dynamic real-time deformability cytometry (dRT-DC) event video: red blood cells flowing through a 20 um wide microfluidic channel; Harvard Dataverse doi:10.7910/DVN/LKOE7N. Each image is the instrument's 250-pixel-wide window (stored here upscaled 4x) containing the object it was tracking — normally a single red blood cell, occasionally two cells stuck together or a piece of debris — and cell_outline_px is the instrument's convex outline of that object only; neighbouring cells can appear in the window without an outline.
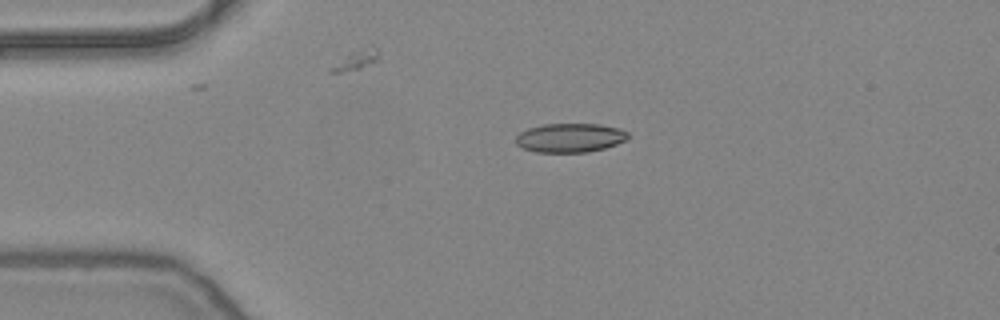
{"species": "common noctule bat (a hibernating species)", "species_latin": "Nyctalus noctula", "temperature_condition": "warm", "stored_images_in_passage": 43, "camera_frame_rate_fps": 3000, "um_per_image_px": 0.085, "animal": {"sex": "female", "body_mass_g": 24.6, "forearm_length_mm": 56.2}, "frame": {"image": 1, "passage_image": 1, "time_ms": 0.0, "image_size_px": [1000, 320], "cell_outline_px": [[628, 136], [624, 140], [616, 144], [604, 148], [588, 152], [536, 152], [524, 148], [516, 144], [516, 136], [520, 132], [528, 128], [544, 124], [600, 124], [620, 128], [628, 132]], "centroid_in_image_um": [48.44, 11.7], "position_along_channel_um": 36.6, "area_um2": 18.9}}
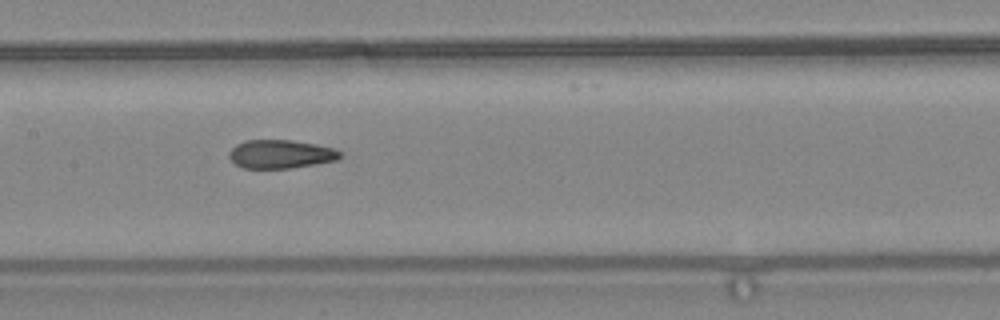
{"frame": {"image": 2, "passage_image": 15, "time_ms": 4.667, "image_size_px": [1000, 320], "cell_outline_px": [[340, 156], [336, 160], [292, 168], [244, 168], [236, 164], [228, 156], [228, 152], [236, 144], [244, 140], [292, 140], [316, 144], [332, 148], [340, 152]], "centroid_in_image_um": [23.81, 13.09], "position_along_channel_um": 183.6, "area_um2": 18.32}}
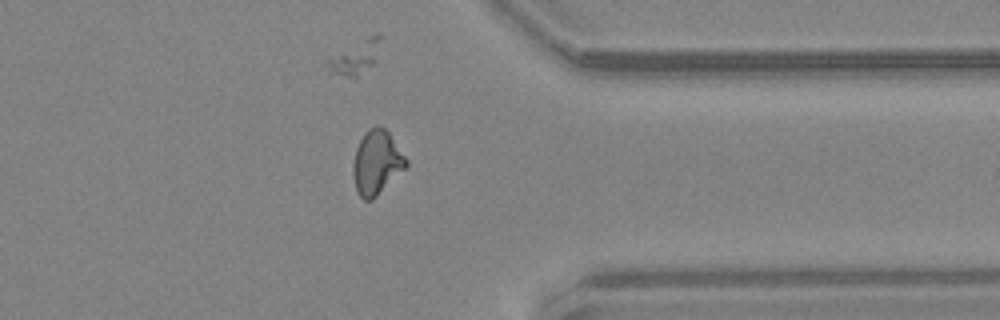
{"frame": {"image": 3, "passage_image": 31, "time_ms": 10.0, "image_size_px": [1000, 320], "cell_outline_px": [[408, 164], [372, 200], [364, 200], [360, 196], [356, 188], [352, 176], [352, 164], [356, 148], [364, 132], [368, 128], [376, 124], [380, 124], [388, 132], [408, 160]], "centroid_in_image_um": [31.98, 13.77], "position_along_channel_um": 379.4, "area_um2": 19.71}, "authors_computed_cell_mechanics": {"area_um2": 19.1896, "velocity_mm_per_s": 3.8541, "shape_relaxation_time_tau1_ms": null, "shape_relaxation_time_tau2_ms": 2.0036, "deformation_change_tau1": null, "deformation_change_tau2": 0.0794}}